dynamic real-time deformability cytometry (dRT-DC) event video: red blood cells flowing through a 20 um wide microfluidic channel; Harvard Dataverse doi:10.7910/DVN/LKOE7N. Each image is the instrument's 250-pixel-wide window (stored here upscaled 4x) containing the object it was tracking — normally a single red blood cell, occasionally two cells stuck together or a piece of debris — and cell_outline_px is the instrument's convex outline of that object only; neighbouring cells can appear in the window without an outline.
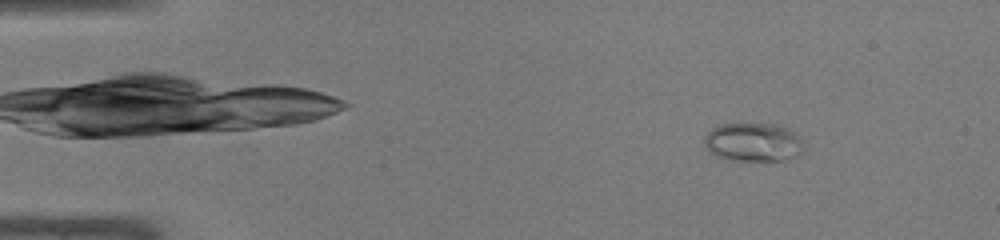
{"species": "common noctule bat (a hibernating species)", "species_latin": "Nyctalus noctula", "temperature_condition": "warm", "stored_images_in_passage": 46, "camera_frame_rate_fps": 3000, "um_per_image_px": 0.085, "animal": {"sex": "male", "body_mass_g": 19.0, "forearm_length_mm": 50.8}, "frame": {"image": 1, "passage_image": 5, "time_ms": 1.333, "image_size_px": [1000, 240], "cell_outline_px": [[800, 152], [796, 156], [780, 160], [732, 160], [716, 156], [704, 144], [704, 136], [716, 124], [776, 124], [788, 128], [800, 136]], "centroid_in_image_um": [63.98, 12.06], "position_along_channel_um": 21.0, "area_um2": 22.08}}
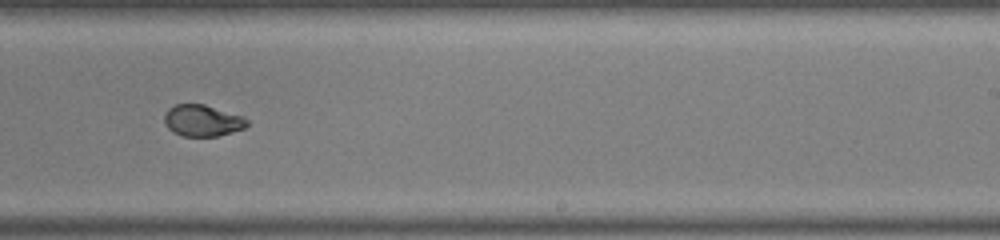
{"frame": {"image": 2, "passage_image": 29, "time_ms": 9.333, "image_size_px": [1000, 240], "cell_outline_px": [[248, 124], [244, 128], [232, 132], [216, 136], [184, 136], [172, 132], [164, 124], [164, 112], [168, 108], [176, 104], [204, 104], [244, 116], [248, 120]], "centroid_in_image_um": [17.19, 10.24], "position_along_channel_um": 271.8, "area_um2": 15.32}}
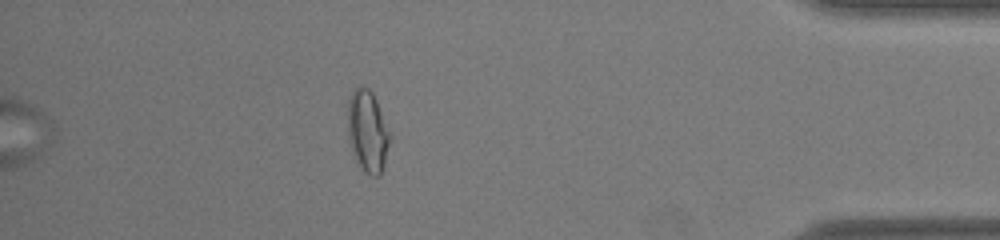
{"frame": {"image": 3, "passage_image": 41, "time_ms": 13.333, "image_size_px": [1000, 240], "cell_outline_px": [[392, 136], [384, 164], [380, 176], [372, 176], [364, 172], [356, 164], [348, 136], [348, 100], [352, 92], [360, 84], [368, 88], [372, 92], [376, 100]], "centroid_in_image_um": [31.25, 11.18], "position_along_channel_um": 403.9, "area_um2": 20.35}, "authors_computed_cell_mechanics": {"area_um2": 17.629, "velocity_mm_per_s": 4.2867, "shape_relaxation_time_tau1_ms": null, "shape_relaxation_time_tau2_ms": 0.8522, "deformation_change_tau1": null, "deformation_change_tau2": 0.0419}}